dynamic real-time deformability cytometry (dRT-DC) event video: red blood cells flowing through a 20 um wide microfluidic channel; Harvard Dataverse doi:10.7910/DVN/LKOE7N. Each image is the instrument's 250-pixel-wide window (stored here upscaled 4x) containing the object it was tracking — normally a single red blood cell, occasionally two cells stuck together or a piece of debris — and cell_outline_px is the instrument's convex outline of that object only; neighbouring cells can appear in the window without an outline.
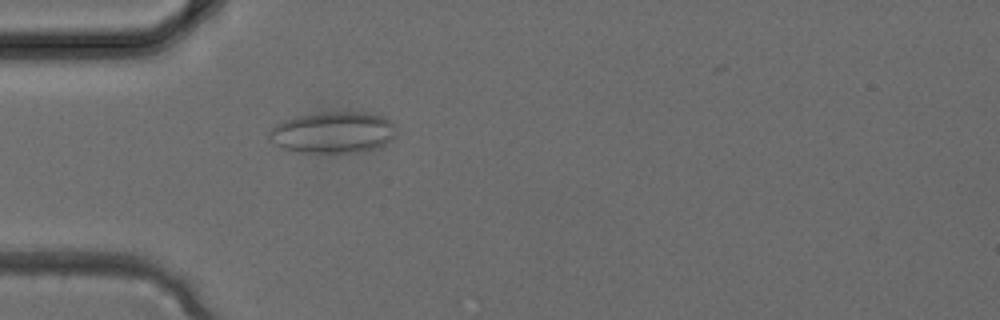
{"species": "common noctule bat (a hibernating species)", "species_latin": "Nyctalus noctula", "temperature_condition": "cold", "stored_images_in_passage": 2, "camera_frame_rate_fps": 3000, "um_per_image_px": 0.085, "animal": {"sex": "female", "body_mass_g": 24.6, "forearm_length_mm": 56.2}, "frame": {"image": 1, "passage_image": 2, "time_ms": 0.333, "image_size_px": [1000, 320], "cell_outline_px": [[396, 132], [392, 140], [376, 148], [360, 152], [296, 152], [280, 148], [268, 136], [268, 132], [276, 124], [284, 120], [296, 116], [320, 112], [364, 112], [384, 116], [396, 128]], "centroid_in_image_um": [28.3, 11.25], "position_along_channel_um": 56.7, "area_um2": 30.75}}